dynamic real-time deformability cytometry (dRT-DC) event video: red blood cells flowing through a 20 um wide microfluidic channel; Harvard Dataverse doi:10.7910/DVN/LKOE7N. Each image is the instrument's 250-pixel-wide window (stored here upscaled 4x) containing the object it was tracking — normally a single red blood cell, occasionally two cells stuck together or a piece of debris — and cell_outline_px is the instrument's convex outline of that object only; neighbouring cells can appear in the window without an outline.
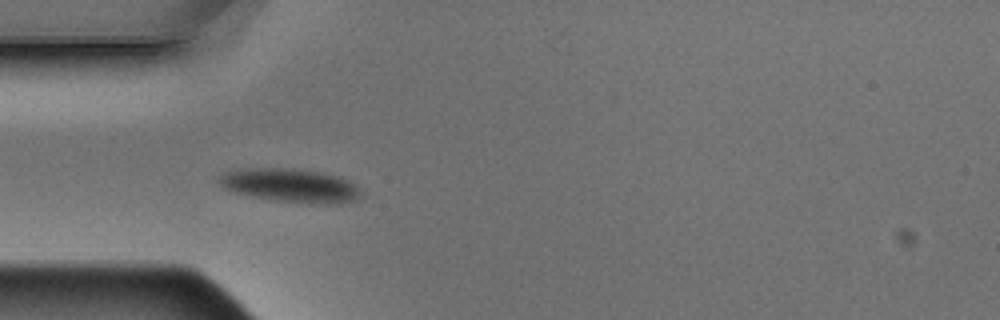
{"species": "Egyptian fruit bat (a non-hibernating species)", "species_latin": "Rousettus aegyptiacus", "temperature_condition": "warm", "stored_images_in_passage": 6, "camera_frame_rate_fps": 3000, "um_per_image_px": 0.085, "animal": {"sex": "male"}, "frame": {"image": 1, "passage_image": 5, "time_ms": 1.333, "image_size_px": [1000, 320], "cell_outline_px": [[360, 196], [356, 200], [332, 204], [308, 204], [272, 200], [252, 196], [236, 192], [224, 188], [220, 184], [220, 176], [224, 172], [232, 168], [292, 168], [316, 172], [336, 176], [348, 180], [356, 184], [360, 192]], "centroid_in_image_um": [24.66, 15.76], "position_along_channel_um": 60.3, "area_um2": 27.86}}
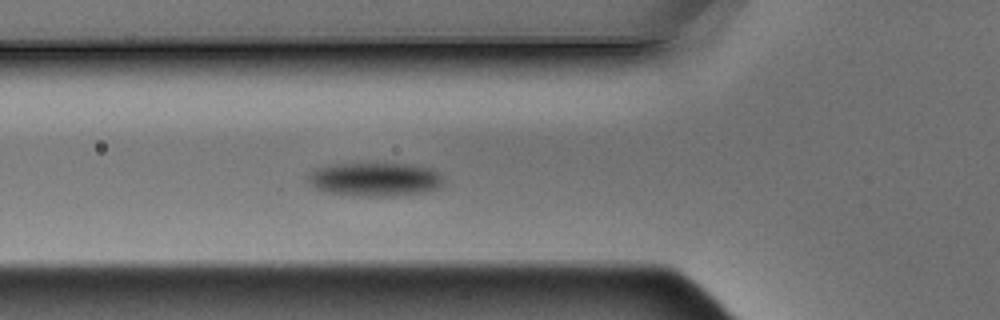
{"frame": {"image": 2, "passage_image": 6, "time_ms": 1.667, "image_size_px": [1000, 320], "cell_outline_px": [[444, 184], [440, 188], [420, 192], [392, 196], [352, 196], [328, 192], [316, 188], [308, 180], [308, 176], [316, 168], [332, 164], [412, 164], [432, 168], [440, 172], [444, 180]], "centroid_in_image_um": [31.93, 15.24], "position_along_channel_um": 93.9, "area_um2": 26.65}}